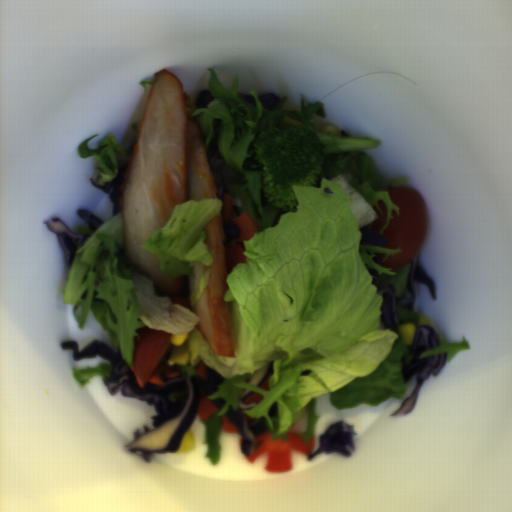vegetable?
Masks as SVG:
<instances>
[{"label": "vegetable", "mask_w": 512, "mask_h": 512, "mask_svg": "<svg viewBox=\"0 0 512 512\" xmlns=\"http://www.w3.org/2000/svg\"><path fill=\"white\" fill-rule=\"evenodd\" d=\"M439 339L441 344L432 350L425 351L420 355V359L437 354H447L445 362V364H447L452 361L458 353L463 350L470 349L471 347L466 338H463L461 342H448L442 337H439Z\"/></svg>", "instance_id": "8f37a823"}, {"label": "vegetable", "mask_w": 512, "mask_h": 512, "mask_svg": "<svg viewBox=\"0 0 512 512\" xmlns=\"http://www.w3.org/2000/svg\"><path fill=\"white\" fill-rule=\"evenodd\" d=\"M138 83L143 88L144 92H147L146 85L152 86L153 81L142 80V81H139Z\"/></svg>", "instance_id": "b0100df1"}, {"label": "vegetable", "mask_w": 512, "mask_h": 512, "mask_svg": "<svg viewBox=\"0 0 512 512\" xmlns=\"http://www.w3.org/2000/svg\"><path fill=\"white\" fill-rule=\"evenodd\" d=\"M396 310H397V314L403 324L404 323H414L416 326V329L421 326V325H419V322H418V318L420 315H418L414 309H413V311H410V310L402 308L398 305Z\"/></svg>", "instance_id": "6e5ebb59"}, {"label": "vegetable", "mask_w": 512, "mask_h": 512, "mask_svg": "<svg viewBox=\"0 0 512 512\" xmlns=\"http://www.w3.org/2000/svg\"><path fill=\"white\" fill-rule=\"evenodd\" d=\"M204 87L213 99L206 107L183 106L204 139L208 167L215 187L223 182L232 196V218L245 212L259 232L242 241L246 263L226 275L233 357L218 355L195 327L199 318L190 308V274L175 294L159 292L155 284L123 263L122 212L76 234L88 238L74 252L68 267L63 303L72 306L77 327H85L89 310L105 329L112 348L133 365L137 330L189 333L180 346L171 344L166 363L179 373L198 376V361L223 377L208 396L218 409L206 420L204 454L218 464L224 415L240 410L247 420L263 418L273 441L288 443L287 433L308 409L307 429L298 433L308 444L319 416L316 398L328 394L336 409L376 406L389 397L403 400L405 383L401 360L414 354L398 332L380 327L386 285L395 295L407 292L412 260L398 268L380 265L382 255L401 248L361 243V227L382 215L380 233L399 209L388 186H405L409 178L387 181L376 177L366 151L325 155L314 186H292L297 206L283 212L263 195L264 170L253 146L267 111L255 89L238 90L235 75L228 92L214 68L207 70ZM268 373L269 391L259 389ZM253 393L260 404H243Z\"/></svg>", "instance_id": "add77e79"}, {"label": "vegetable", "mask_w": 512, "mask_h": 512, "mask_svg": "<svg viewBox=\"0 0 512 512\" xmlns=\"http://www.w3.org/2000/svg\"><path fill=\"white\" fill-rule=\"evenodd\" d=\"M279 103L273 112H282L285 116L284 121L291 124L308 128L311 132L321 133L324 125L327 124L326 108L320 101L305 102L304 94L301 97L299 111H287L285 105L287 98L279 99Z\"/></svg>", "instance_id": "96ceb2fe"}, {"label": "vegetable", "mask_w": 512, "mask_h": 512, "mask_svg": "<svg viewBox=\"0 0 512 512\" xmlns=\"http://www.w3.org/2000/svg\"><path fill=\"white\" fill-rule=\"evenodd\" d=\"M141 122L142 120L133 123L131 127L133 137L125 145L119 143L115 136L109 134L100 141L97 148H88L87 144L99 136V133H95L77 146L78 155L82 159L94 157L96 161L95 170L97 172L94 182L99 186L105 185L116 177L122 168L128 167L134 152Z\"/></svg>", "instance_id": "f7b5029e"}, {"label": "vegetable", "mask_w": 512, "mask_h": 512, "mask_svg": "<svg viewBox=\"0 0 512 512\" xmlns=\"http://www.w3.org/2000/svg\"><path fill=\"white\" fill-rule=\"evenodd\" d=\"M338 133H339L340 137H354V136H352L346 132H343V131H338ZM355 138H357V137H355Z\"/></svg>", "instance_id": "8f987158"}, {"label": "vegetable", "mask_w": 512, "mask_h": 512, "mask_svg": "<svg viewBox=\"0 0 512 512\" xmlns=\"http://www.w3.org/2000/svg\"><path fill=\"white\" fill-rule=\"evenodd\" d=\"M221 209L217 198L176 204L167 223L142 248L157 256L162 273L168 276L190 275L197 263L212 265L211 252L203 243L204 228Z\"/></svg>", "instance_id": "ea0f7189"}, {"label": "vegetable", "mask_w": 512, "mask_h": 512, "mask_svg": "<svg viewBox=\"0 0 512 512\" xmlns=\"http://www.w3.org/2000/svg\"><path fill=\"white\" fill-rule=\"evenodd\" d=\"M72 376L79 387L89 384L92 377H99L105 381L112 373L111 364L99 363L98 366H89L84 368H71Z\"/></svg>", "instance_id": "f1789d4c"}]
</instances>
